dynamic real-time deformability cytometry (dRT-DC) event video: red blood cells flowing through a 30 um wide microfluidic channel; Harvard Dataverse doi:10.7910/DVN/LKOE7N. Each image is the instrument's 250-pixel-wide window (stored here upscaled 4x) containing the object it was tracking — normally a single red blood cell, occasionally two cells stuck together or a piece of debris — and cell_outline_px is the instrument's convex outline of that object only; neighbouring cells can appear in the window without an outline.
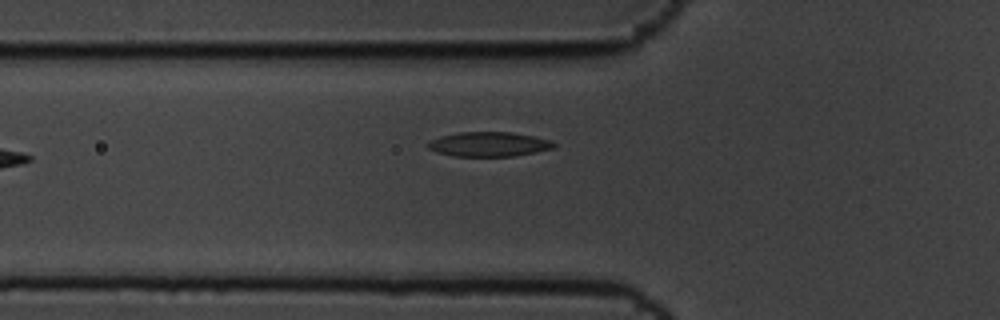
{"species": "common noctule bat (a hibernating species)", "species_latin": "Nyctalus noctula", "temperature_condition": "cold", "stored_images_in_passage": 3, "camera_frame_rate_fps": 3000, "um_per_image_px": 0.085, "animal": {"sex": "male", "body_mass_g": 19.5, "forearm_length_mm": 54.6}, "frame": {"image": 1, "passage_image": 3, "time_ms": 0.667, "image_size_px": [1000, 320], "cell_outline_px": [[556, 144], [552, 148], [512, 156], [452, 156], [436, 152], [428, 148], [428, 144], [432, 140], [440, 136], [460, 132], [512, 132], [552, 140]], "centroid_in_image_um": [41.53, 12.25], "position_along_channel_um": 84.3, "area_um2": 17.8}}